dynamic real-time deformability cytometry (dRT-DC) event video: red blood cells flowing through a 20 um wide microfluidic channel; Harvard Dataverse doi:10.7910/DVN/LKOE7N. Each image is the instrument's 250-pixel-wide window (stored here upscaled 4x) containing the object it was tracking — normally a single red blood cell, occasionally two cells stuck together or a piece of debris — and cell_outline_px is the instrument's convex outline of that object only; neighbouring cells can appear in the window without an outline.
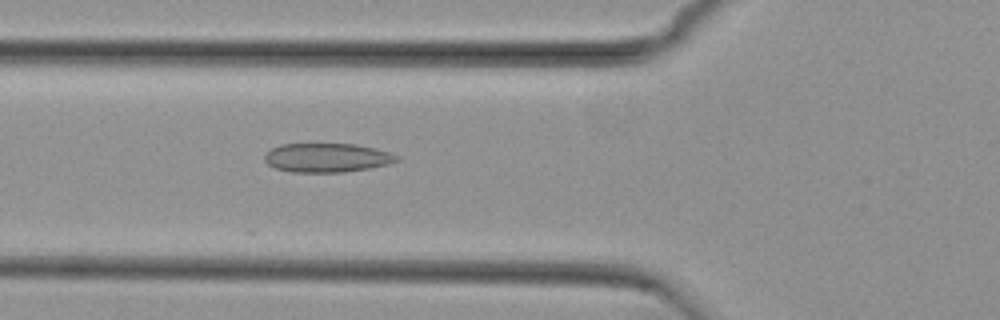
{"species": "common noctule bat (a hibernating species)", "species_latin": "Nyctalus noctula", "temperature_condition": "cold", "stored_images_in_passage": 50, "camera_frame_rate_fps": 3000, "um_per_image_px": 0.085, "animal": {"sex": "female", "body_mass_g": 29.2, "forearm_length_mm": 56.3}, "frame": {"image": 1, "passage_image": 15, "time_ms": 4.667, "image_size_px": [1000, 320], "cell_outline_px": [[400, 160], [388, 164], [368, 168], [344, 172], [292, 172], [276, 168], [268, 164], [264, 160], [264, 156], [272, 148], [280, 144], [356, 144], [376, 148], [400, 156]], "centroid_in_image_um": [27.81, 13.4], "position_along_channel_um": 98.0, "area_um2": 22.31}}
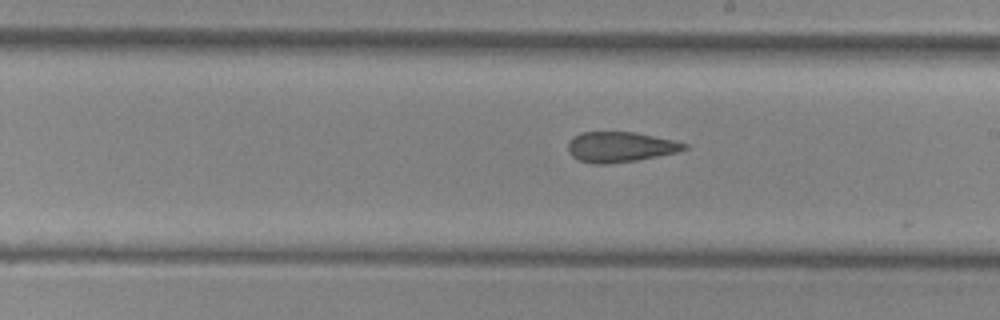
{"frame": {"image": 2, "passage_image": 26, "time_ms": 8.333, "image_size_px": [1000, 320], "cell_outline_px": [[688, 148], [676, 152], [636, 160], [608, 164], [592, 164], [580, 160], [572, 156], [568, 152], [568, 140], [572, 136], [580, 132], [632, 132], [676, 140], [688, 144]], "centroid_in_image_um": [52.68, 12.48], "position_along_channel_um": 236.3, "area_um2": 20.58}}
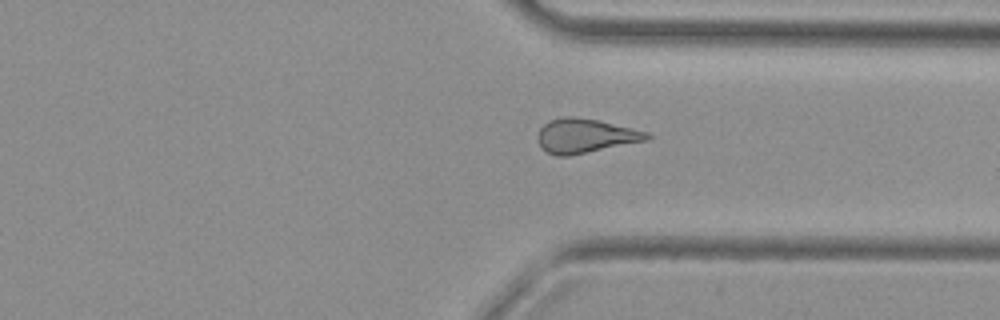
{"frame": {"image": 3, "passage_image": 36, "time_ms": 11.667, "image_size_px": [1000, 320], "cell_outline_px": [[652, 136], [644, 140], [568, 156], [556, 156], [548, 152], [540, 144], [536, 136], [540, 128], [548, 120], [564, 116], [576, 116], [596, 120], [648, 132]], "centroid_in_image_um": [49.68, 11.53], "position_along_channel_um": 361.7, "area_um2": 21.33}, "authors_computed_cell_mechanics": {"area_um2": 21.7617, "velocity_mm_per_s": 3.7614, "shape_relaxation_time_tau1_ms": null, "shape_relaxation_time_tau2_ms": 3.0197, "deformation_change_tau1": null, "deformation_change_tau2": 0.1124}}